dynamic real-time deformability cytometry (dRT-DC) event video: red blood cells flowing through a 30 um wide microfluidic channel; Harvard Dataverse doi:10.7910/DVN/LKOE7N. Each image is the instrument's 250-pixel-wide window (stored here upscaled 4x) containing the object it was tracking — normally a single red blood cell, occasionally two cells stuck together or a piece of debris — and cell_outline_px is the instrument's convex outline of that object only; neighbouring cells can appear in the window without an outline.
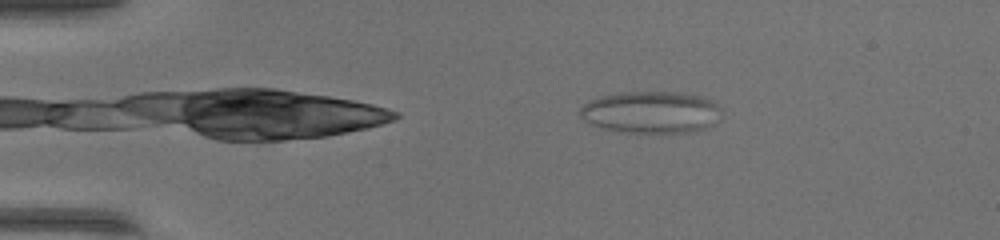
{"species": "common noctule bat (a hibernating species)", "species_latin": "Nyctalus noctula", "temperature_condition": "warm", "stored_images_in_passage": 50, "camera_frame_rate_fps": 3000, "um_per_image_px": 0.085, "animal": {"sex": "female", "body_mass_g": 17.0, "forearm_length_mm": 48.0}, "frame": {"image": 1, "passage_image": 9, "time_ms": 2.667, "image_size_px": [1000, 240], "cell_outline_px": [[720, 120], [704, 128], [692, 132], [628, 132], [600, 128], [584, 120], [580, 116], [580, 108], [588, 100], [600, 96], [620, 92], [684, 92], [716, 100], [720, 108]], "centroid_in_image_um": [55.36, 9.52], "position_along_channel_um": 29.6, "area_um2": 34.85}}
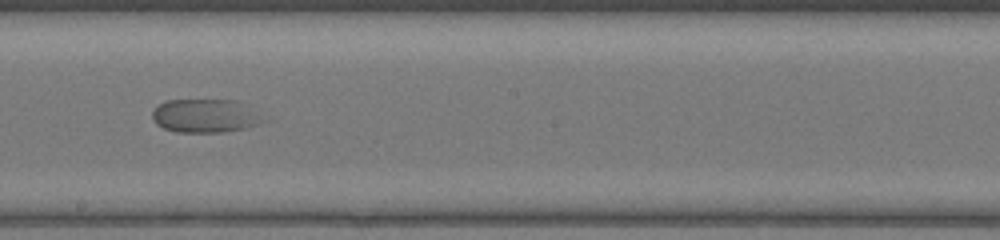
{"frame": {"image": 2, "passage_image": 29, "time_ms": 9.333, "image_size_px": [1000, 240], "cell_outline_px": [[272, 120], [244, 128], [224, 132], [176, 132], [164, 128], [156, 124], [152, 116], [152, 112], [160, 104], [168, 100], [236, 100]], "centroid_in_image_um": [17.5, 9.85], "position_along_channel_um": 230.7, "area_um2": 21.79}}
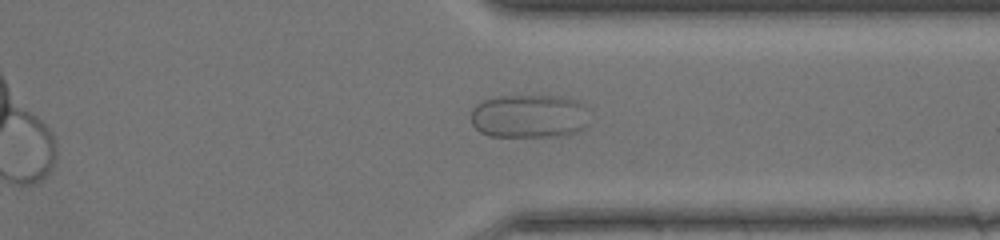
{"frame": {"image": 3, "passage_image": 39, "time_ms": 12.667, "image_size_px": [1000, 240], "cell_outline_px": [[584, 128], [576, 132], [564, 136], [488, 136], [480, 132], [472, 124], [472, 108], [476, 104], [484, 100], [496, 96], [560, 96], [576, 100], [584, 104]], "centroid_in_image_um": [44.92, 9.87], "position_along_channel_um": 366.5, "area_um2": 29.88}}